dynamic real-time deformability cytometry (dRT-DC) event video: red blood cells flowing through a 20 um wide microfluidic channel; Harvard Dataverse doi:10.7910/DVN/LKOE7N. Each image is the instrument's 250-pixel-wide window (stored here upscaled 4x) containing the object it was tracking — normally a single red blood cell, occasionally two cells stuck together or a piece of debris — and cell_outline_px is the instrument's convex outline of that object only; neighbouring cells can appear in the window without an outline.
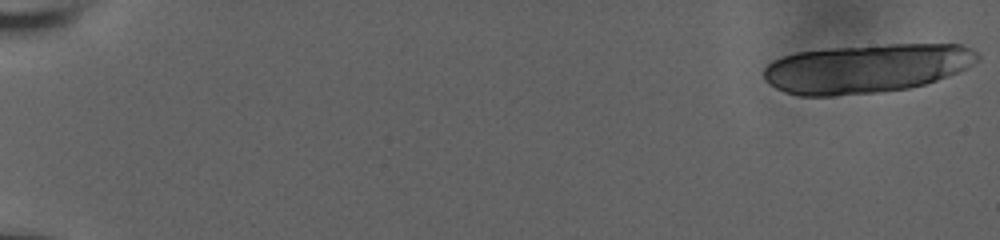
{"species": "human", "species_latin": "Homo sapiens", "temperature_condition": "room temperature", "stored_images_in_passage": 25, "camera_frame_rate_fps": 3000, "um_per_image_px": 0.085, "donor": {"sex": "male"}, "frame": {"image": 1, "passage_image": 1, "time_ms": 0.0, "image_size_px": [1000, 240], "cell_outline_px": [[980, 60], [968, 68], [948, 76], [924, 84], [908, 88], [876, 92], [836, 96], [796, 96], [784, 92], [776, 88], [764, 80], [764, 68], [772, 60], [796, 52], [832, 48], [888, 44], [960, 44], [972, 48], [980, 56]], "centroid_in_image_um": [73.66, 5.81], "position_along_channel_um": 11.3, "area_um2": 61.21}}
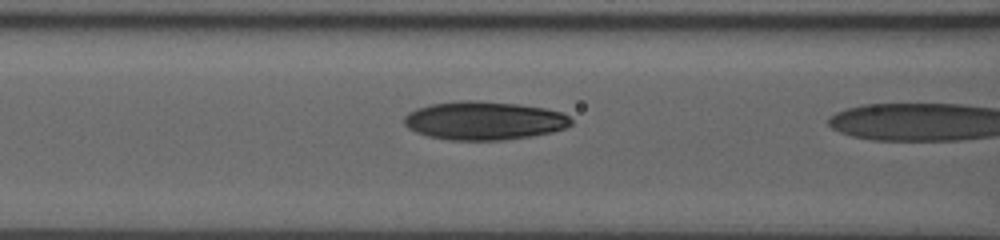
{"frame": {"image": 2, "passage_image": 24, "time_ms": 7.667, "image_size_px": [1000, 240], "cell_outline_px": [[572, 124], [564, 128], [552, 132], [532, 136], [504, 140], [448, 140], [428, 136], [416, 132], [408, 128], [404, 124], [404, 116], [408, 112], [416, 108], [432, 104], [460, 100], [476, 100], [516, 104], [544, 108], [560, 112], [568, 116], [572, 120]], "centroid_in_image_um": [41.12, 10.25], "position_along_channel_um": 125.5, "area_um2": 37.45}}